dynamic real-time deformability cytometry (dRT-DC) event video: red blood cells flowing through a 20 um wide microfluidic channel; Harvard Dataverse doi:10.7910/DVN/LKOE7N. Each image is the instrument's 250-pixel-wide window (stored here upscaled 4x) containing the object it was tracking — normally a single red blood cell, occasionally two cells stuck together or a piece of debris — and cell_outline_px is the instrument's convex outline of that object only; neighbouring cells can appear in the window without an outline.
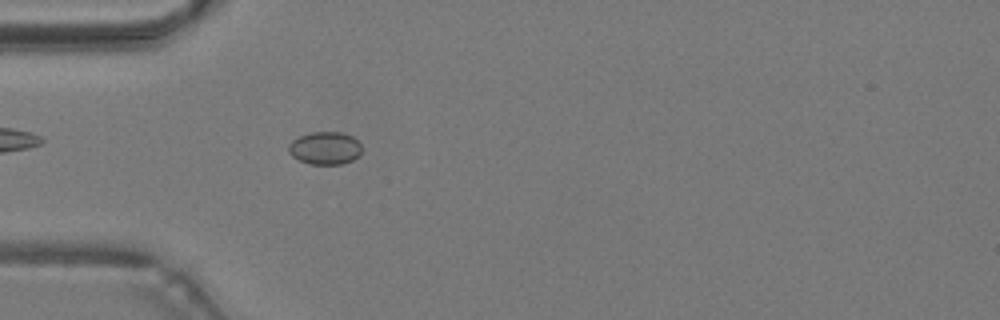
{"species": "common noctule bat (a hibernating species)", "species_latin": "Nyctalus noctula", "temperature_condition": "warm", "stored_images_in_passage": 39, "camera_frame_rate_fps": 3000, "um_per_image_px": 0.085, "animal": {"sex": "male", "body_mass_g": 19.2, "forearm_length_mm": 51.8}, "frame": {"image": 1, "passage_image": 6, "time_ms": 1.667, "image_size_px": [1000, 320], "cell_outline_px": [[364, 148], [360, 156], [352, 160], [340, 164], [308, 164], [292, 156], [288, 152], [288, 144], [292, 140], [300, 136], [312, 132], [344, 132], [352, 136]], "centroid_in_image_um": [27.65, 12.59], "position_along_channel_um": 57.3, "area_um2": 14.16}}
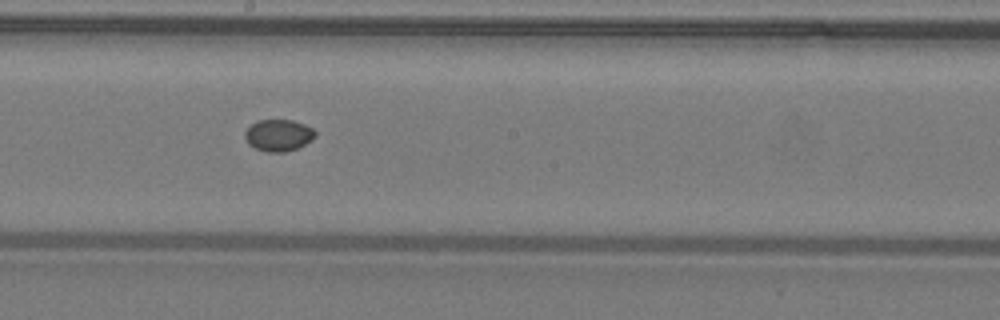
{"frame": {"image": 2, "passage_image": 18, "time_ms": 5.667, "image_size_px": [1000, 320], "cell_outline_px": [[316, 136], [312, 140], [296, 148], [284, 152], [268, 152], [256, 148], [248, 144], [244, 136], [244, 132], [256, 120], [292, 120], [304, 124], [312, 128], [316, 132]], "centroid_in_image_um": [23.66, 11.49], "position_along_channel_um": 224.5, "area_um2": 12.95}}
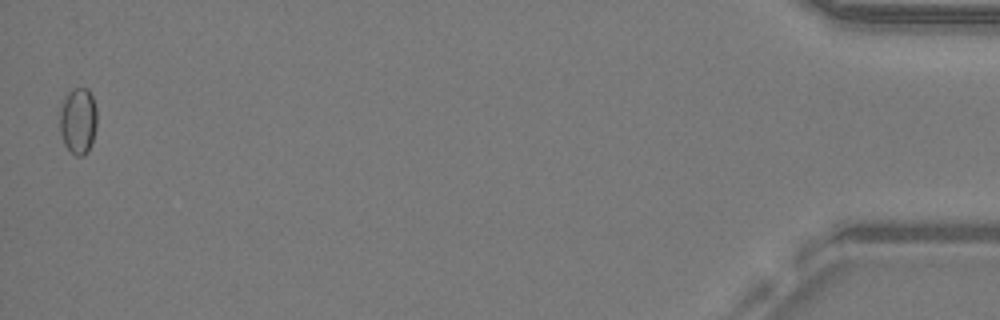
{"frame": {"image": 3, "passage_image": 39, "time_ms": 12.667, "image_size_px": [1000, 320], "cell_outline_px": [[96, 128], [88, 152], [84, 156], [76, 156], [64, 144], [60, 132], [60, 108], [64, 96], [72, 88], [88, 88], [92, 96], [96, 108]], "centroid_in_image_um": [6.63, 10.25], "position_along_channel_um": 428.6, "area_um2": 14.51}}